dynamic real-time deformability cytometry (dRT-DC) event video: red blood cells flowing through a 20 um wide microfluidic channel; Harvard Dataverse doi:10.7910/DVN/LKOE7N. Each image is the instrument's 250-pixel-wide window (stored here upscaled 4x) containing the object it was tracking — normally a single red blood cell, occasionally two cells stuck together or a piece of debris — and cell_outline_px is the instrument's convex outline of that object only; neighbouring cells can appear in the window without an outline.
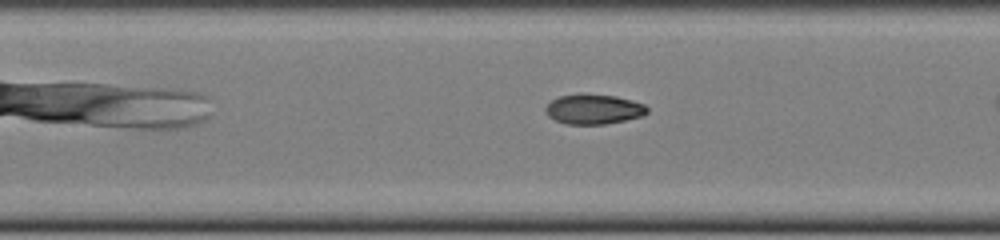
{"species": "common noctule bat (a hibernating species)", "species_latin": "Nyctalus noctula", "temperature_condition": "cold", "stored_images_in_passage": 30, "camera_frame_rate_fps": 3000, "um_per_image_px": 0.085, "animal": {"sex": "female", "body_mass_g": 22.0, "forearm_length_mm": 56.7}, "frame": {"image": 1, "passage_image": 13, "time_ms": 4.0, "image_size_px": [1000, 240], "cell_outline_px": [[648, 112], [644, 116], [604, 124], [564, 124], [548, 116], [544, 112], [544, 108], [552, 100], [560, 96], [580, 92], [584, 92], [616, 96], [632, 100], [644, 104], [648, 108]], "centroid_in_image_um": [50.45, 9.26], "position_along_channel_um": 157.0, "area_um2": 18.09}}